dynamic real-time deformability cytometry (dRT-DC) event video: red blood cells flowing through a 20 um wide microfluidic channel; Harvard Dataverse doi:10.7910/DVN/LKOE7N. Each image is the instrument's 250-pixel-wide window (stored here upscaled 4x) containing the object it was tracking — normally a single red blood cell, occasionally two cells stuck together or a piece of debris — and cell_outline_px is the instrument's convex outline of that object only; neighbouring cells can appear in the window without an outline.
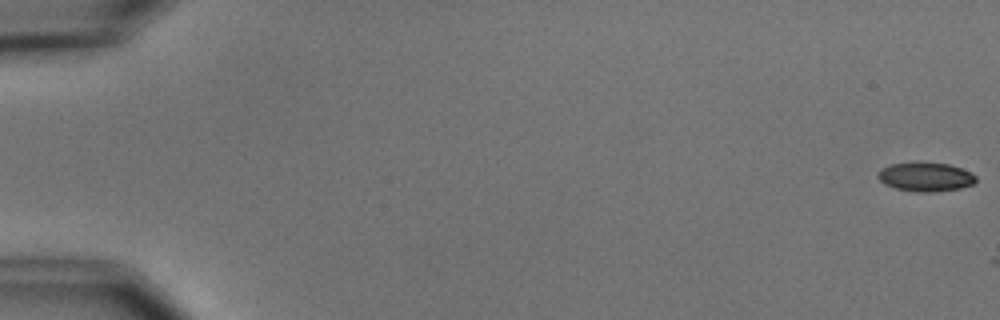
{"species": "common noctule bat (a hibernating species)", "species_latin": "Nyctalus noctula", "temperature_condition": "cold", "stored_images_in_passage": 2, "camera_frame_rate_fps": 3000, "um_per_image_px": 0.085, "animal": {"sex": "male", "body_mass_g": 15.6}, "frame": {"image": 1, "passage_image": 1, "time_ms": 0.0, "image_size_px": [1000, 320], "cell_outline_px": [[976, 180], [972, 184], [960, 188], [932, 192], [916, 192], [896, 188], [884, 184], [876, 176], [880, 168], [888, 164], [912, 160], [924, 160], [948, 164], [972, 172], [976, 176]], "centroid_in_image_um": [78.61, 14.98], "position_along_channel_um": 6.4, "area_um2": 17.22}}